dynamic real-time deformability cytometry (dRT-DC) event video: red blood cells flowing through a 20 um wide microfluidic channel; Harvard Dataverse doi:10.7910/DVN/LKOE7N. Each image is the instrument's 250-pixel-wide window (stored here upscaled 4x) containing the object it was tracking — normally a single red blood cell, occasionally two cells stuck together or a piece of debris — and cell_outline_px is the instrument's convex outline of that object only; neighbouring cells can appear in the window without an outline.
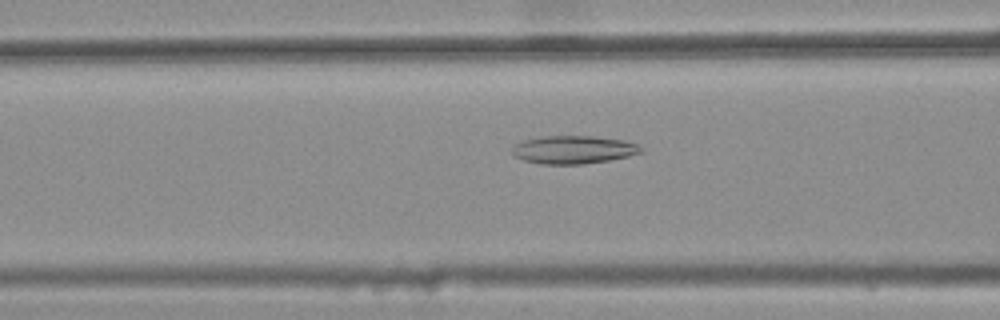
{"species": "common noctule bat (a hibernating species)", "species_latin": "Nyctalus noctula", "temperature_condition": "warm", "stored_images_in_passage": 46, "camera_frame_rate_fps": 3000, "um_per_image_px": 0.085, "animal": {"sex": "female", "body_mass_g": 25.1}, "frame": {"image": 1, "passage_image": 20, "time_ms": 6.333, "image_size_px": [1000, 320], "cell_outline_px": [[644, 152], [628, 156], [608, 160], [584, 164], [540, 164], [524, 160], [512, 156], [512, 148], [516, 144], [524, 140], [544, 136], [592, 136], [624, 140], [636, 144], [644, 148]], "centroid_in_image_um": [48.75, 12.73], "position_along_channel_um": 117.9, "area_um2": 21.1}}
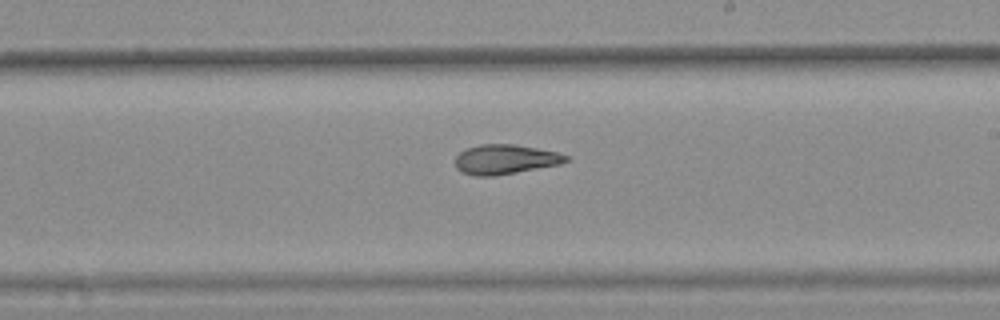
{"frame": {"image": 2, "passage_image": 30, "time_ms": 9.667, "image_size_px": [1000, 320], "cell_outline_px": [[572, 156], [568, 160], [560, 164], [516, 172], [492, 176], [476, 176], [460, 172], [456, 168], [456, 156], [464, 148], [480, 144], [516, 144], [556, 152]], "centroid_in_image_um": [42.92, 13.54], "position_along_channel_um": 246.1, "area_um2": 19.19}}
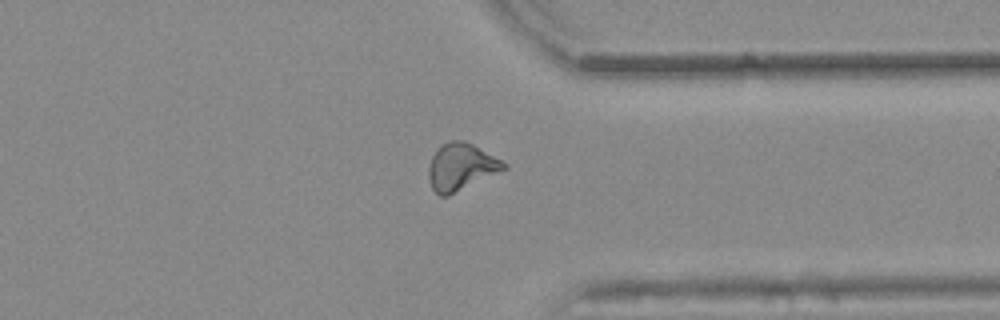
{"frame": {"image": 3, "passage_image": 40, "time_ms": 13.0, "image_size_px": [1000, 320], "cell_outline_px": [[508, 168], [448, 196], [440, 196], [432, 188], [428, 176], [428, 168], [432, 156], [440, 144], [448, 140], [464, 140], [472, 144], [508, 164]], "centroid_in_image_um": [39.17, 14.17], "position_along_channel_um": 372.2, "area_um2": 20.58}, "authors_computed_cell_mechanics": {"area_um2": 19.7965, "velocity_mm_per_s": 3.8513, "shape_relaxation_time_tau1_ms": null, "shape_relaxation_time_tau2_ms": 4.0369, "deformation_change_tau1": null, "deformation_change_tau2": 0.1313}}